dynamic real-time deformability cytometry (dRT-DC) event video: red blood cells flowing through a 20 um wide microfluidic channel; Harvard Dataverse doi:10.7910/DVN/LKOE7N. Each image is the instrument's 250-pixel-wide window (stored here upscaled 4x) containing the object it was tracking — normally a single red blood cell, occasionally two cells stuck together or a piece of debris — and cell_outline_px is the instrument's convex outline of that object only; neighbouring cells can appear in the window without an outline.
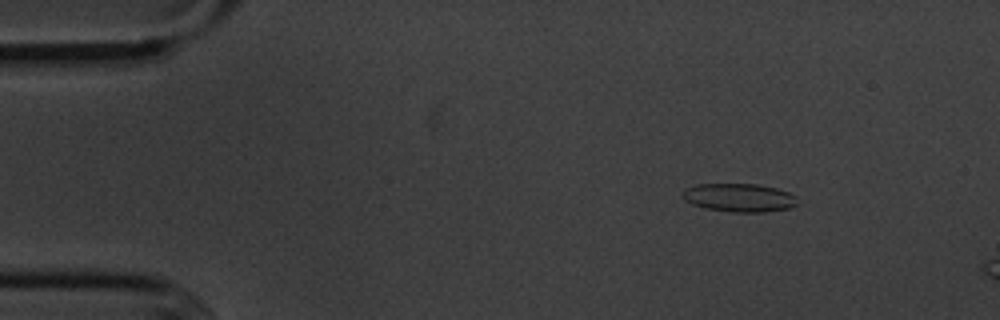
{"species": "common noctule bat (a hibernating species)", "species_latin": "Nyctalus noctula", "temperature_condition": "cold", "stored_images_in_passage": 3, "camera_frame_rate_fps": 3000, "um_per_image_px": 0.085, "animal": {"sex": "male", "body_mass_g": 20.1, "forearm_length_mm": 53.5}, "frame": {"image": 1, "passage_image": 1, "time_ms": 0.0, "image_size_px": [1000, 320], "cell_outline_px": [[796, 204], [788, 208], [764, 212], [732, 212], [708, 208], [692, 204], [684, 200], [680, 196], [684, 188], [696, 184], [756, 184], [776, 188], [788, 192], [796, 196]], "centroid_in_image_um": [62.78, 16.79], "position_along_channel_um": 22.2, "area_um2": 18.96}}